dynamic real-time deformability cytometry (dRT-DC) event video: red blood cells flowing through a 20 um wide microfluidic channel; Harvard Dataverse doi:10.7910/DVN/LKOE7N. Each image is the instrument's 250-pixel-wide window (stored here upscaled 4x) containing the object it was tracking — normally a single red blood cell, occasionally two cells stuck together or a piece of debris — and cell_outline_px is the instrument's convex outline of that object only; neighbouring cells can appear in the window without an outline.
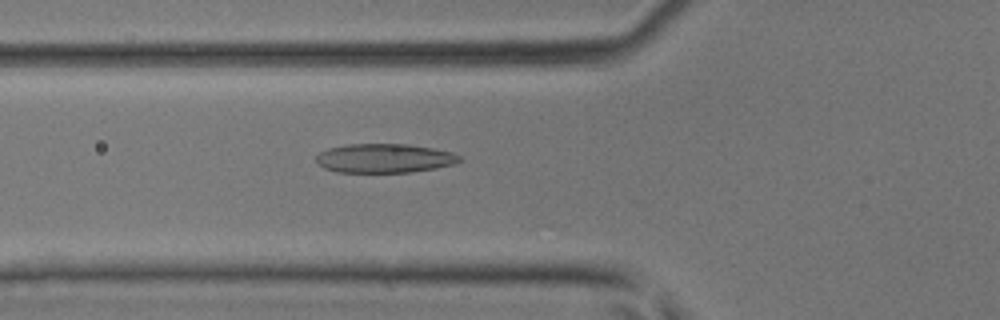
{"species": "common noctule bat (a hibernating species)", "species_latin": "Nyctalus noctula", "temperature_condition": "room temperature", "stored_images_in_passage": 25, "camera_frame_rate_fps": 3000, "um_per_image_px": 0.085, "animal": {"sex": "male", "body_mass_g": 17.9, "forearm_length_mm": 54.2}, "frame": {"image": 1, "passage_image": 4, "time_ms": 1.0, "image_size_px": [1000, 320], "cell_outline_px": [[464, 160], [456, 164], [436, 168], [412, 172], [336, 172], [324, 168], [316, 160], [316, 156], [320, 152], [328, 148], [348, 144], [408, 144], [432, 148], [452, 152], [460, 156]], "centroid_in_image_um": [32.71, 13.45], "position_along_channel_um": 93.1, "area_um2": 24.39}}
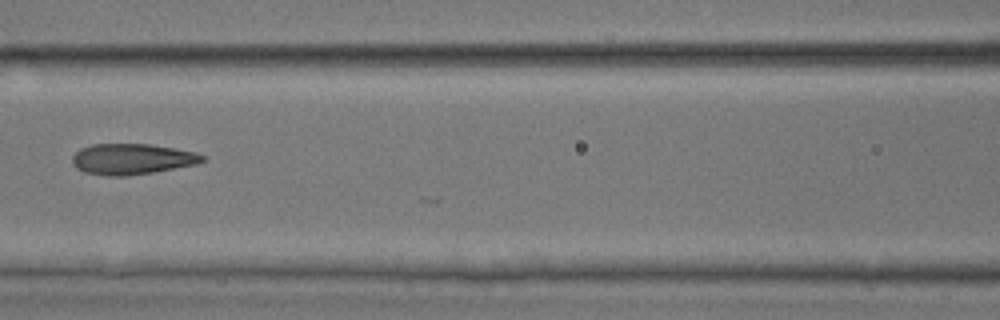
{"frame": {"image": 2, "passage_image": 8, "time_ms": 2.333, "image_size_px": [1000, 320], "cell_outline_px": [[204, 160], [196, 164], [152, 172], [124, 176], [112, 176], [84, 172], [76, 168], [72, 164], [72, 156], [80, 148], [92, 144], [152, 144], [196, 152], [204, 156]], "centroid_in_image_um": [11.19, 13.51], "position_along_channel_um": 155.4, "area_um2": 23.24}}
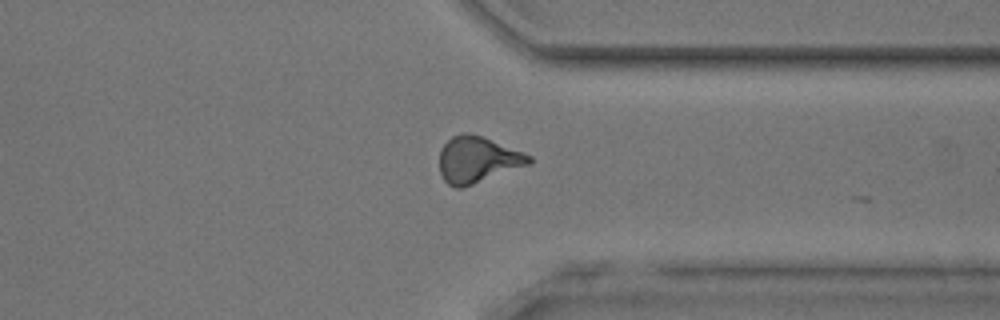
{"frame": {"image": 3, "passage_image": 22, "time_ms": 7.0, "image_size_px": [1000, 320], "cell_outline_px": [[532, 164], [460, 188], [456, 188], [448, 184], [444, 180], [440, 172], [440, 148], [452, 136], [464, 132], [468, 132], [480, 136], [532, 156]], "centroid_in_image_um": [40.58, 13.58], "position_along_channel_um": 370.8, "area_um2": 23.87}}